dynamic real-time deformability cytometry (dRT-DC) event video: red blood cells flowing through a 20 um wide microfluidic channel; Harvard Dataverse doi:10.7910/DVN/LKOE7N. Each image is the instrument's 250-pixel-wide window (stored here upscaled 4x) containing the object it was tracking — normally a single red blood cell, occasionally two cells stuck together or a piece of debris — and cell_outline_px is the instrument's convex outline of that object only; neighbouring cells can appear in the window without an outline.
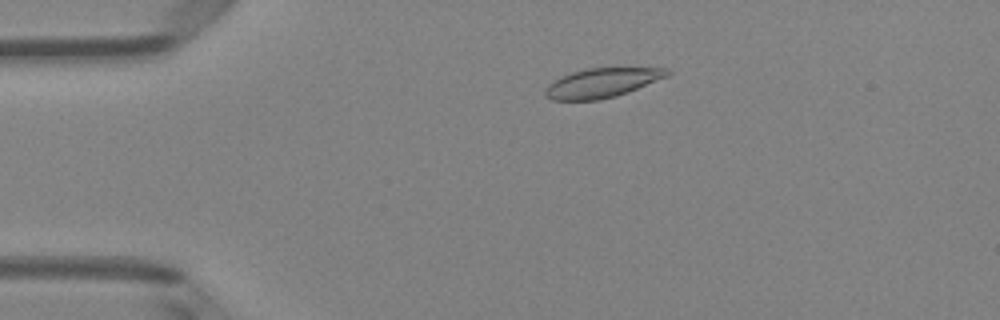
{"species": "Egyptian fruit bat (a non-hibernating species)", "species_latin": "Rousettus aegyptiacus", "temperature_condition": "room temperature", "stored_images_in_passage": 50, "camera_frame_rate_fps": 3000, "um_per_image_px": 0.085, "animal": {"sex": "female"}, "frame": {"image": 1, "passage_image": 10, "time_ms": 3.0, "image_size_px": [1000, 320], "cell_outline_px": [[672, 72], [668, 76], [628, 92], [616, 96], [600, 100], [552, 100], [544, 96], [544, 88], [548, 84], [560, 76], [572, 72], [588, 68], [616, 64], [668, 68]], "centroid_in_image_um": [51.24, 6.97], "position_along_channel_um": 33.8, "area_um2": 22.14}}
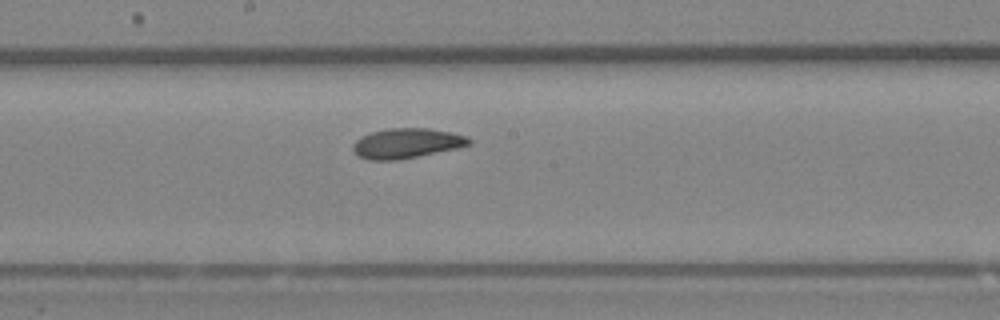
{"frame": {"image": 2, "passage_image": 27, "time_ms": 8.667, "image_size_px": [1000, 320], "cell_outline_px": [[472, 144], [456, 148], [400, 160], [368, 160], [356, 156], [352, 152], [352, 144], [360, 136], [372, 132], [388, 128], [428, 128], [452, 132], [468, 136], [472, 140]], "centroid_in_image_um": [34.53, 12.18], "position_along_channel_um": 213.7, "area_um2": 20.58}}
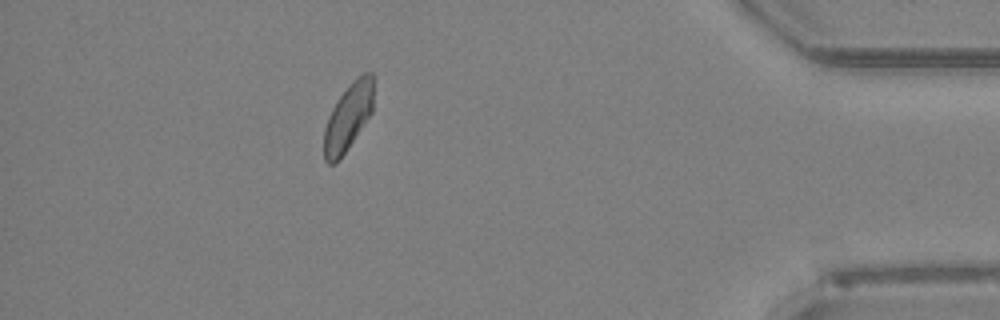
{"frame": {"image": 3, "passage_image": 45, "time_ms": 14.667, "image_size_px": [1000, 320], "cell_outline_px": [[372, 112], [336, 164], [328, 164], [324, 160], [324, 128], [328, 116], [332, 108], [340, 96], [352, 80], [356, 76], [364, 72], [372, 72]], "centroid_in_image_um": [29.56, 9.95], "position_along_channel_um": 405.6, "area_um2": 19.07}, "authors_computed_cell_mechanics": {"area_um2": 20.3456, "velocity_mm_per_s": 3.9751, "shape_relaxation_time_tau1_ms": 6.0625, "shape_relaxation_time_tau2_ms": 2.021, "deformation_change_tau1": 0.1314, "deformation_change_tau2": 0.0495}}